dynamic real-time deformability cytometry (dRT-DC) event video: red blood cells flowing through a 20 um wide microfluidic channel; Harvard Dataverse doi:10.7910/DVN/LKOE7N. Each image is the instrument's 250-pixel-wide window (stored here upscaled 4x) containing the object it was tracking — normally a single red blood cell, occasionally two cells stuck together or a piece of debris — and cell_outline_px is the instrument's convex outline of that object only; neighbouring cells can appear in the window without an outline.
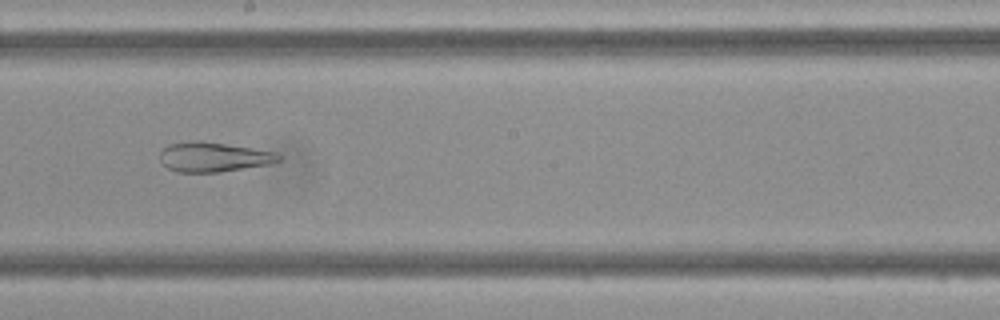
{"species": "Egyptian fruit bat (a non-hibernating species)", "species_latin": "Rousettus aegyptiacus", "temperature_condition": "cold", "stored_images_in_passage": 47, "camera_frame_rate_fps": 3000, "um_per_image_px": 0.085, "frame": {"image": 1, "passage_image": 26, "time_ms": 8.333, "image_size_px": [1000, 320], "cell_outline_px": [[280, 160], [268, 164], [220, 172], [176, 172], [160, 164], [160, 152], [168, 144], [192, 140], [200, 140], [252, 148], [276, 152], [280, 156]], "centroid_in_image_um": [18.09, 13.34], "position_along_channel_um": 230.1, "area_um2": 20.58}}
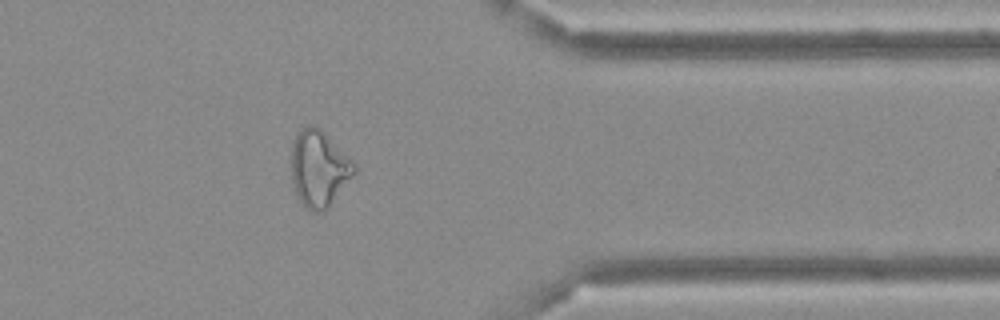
{"frame": {"image": 2, "passage_image": 38, "time_ms": 12.333, "image_size_px": [1000, 320], "cell_outline_px": [[356, 172], [328, 208], [324, 212], [312, 212], [300, 204], [296, 196], [292, 180], [292, 144], [296, 132], [308, 124], [312, 124], [320, 128], [356, 164]], "centroid_in_image_um": [27.1, 14.34], "position_along_channel_um": 384.3, "area_um2": 28.21}}
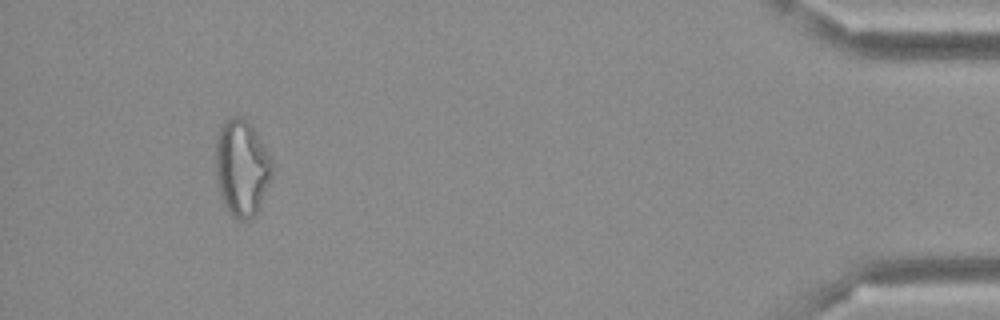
{"frame": {"image": 3, "passage_image": 44, "time_ms": 14.333, "image_size_px": [1000, 320], "cell_outline_px": [[272, 176], [260, 204], [256, 212], [248, 220], [240, 220], [232, 216], [228, 212], [220, 196], [216, 176], [216, 140], [220, 128], [224, 120], [232, 116], [240, 116], [248, 120], [252, 124], [272, 160]], "centroid_in_image_um": [20.54, 14.23], "position_along_channel_um": 414.7, "area_um2": 31.79}}